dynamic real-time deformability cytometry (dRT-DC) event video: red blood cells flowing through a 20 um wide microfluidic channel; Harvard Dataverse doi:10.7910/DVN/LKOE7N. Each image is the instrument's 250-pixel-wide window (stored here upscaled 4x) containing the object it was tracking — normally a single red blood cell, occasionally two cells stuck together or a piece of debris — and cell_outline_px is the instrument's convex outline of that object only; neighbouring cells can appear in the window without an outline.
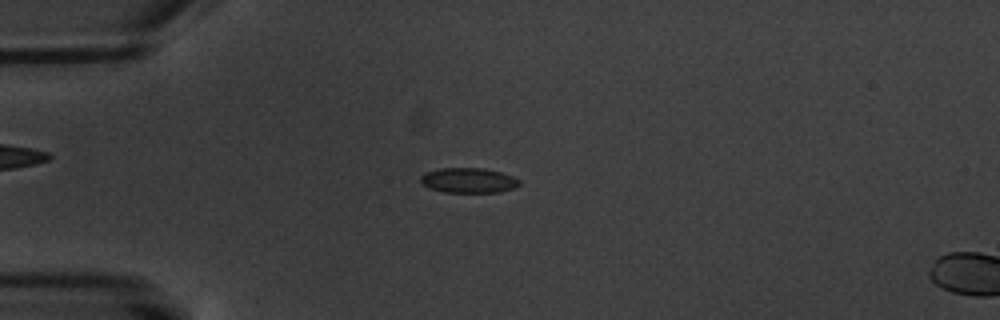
{"species": "common noctule bat (a hibernating species)", "species_latin": "Nyctalus noctula", "temperature_condition": "warm", "stored_images_in_passage": 5, "camera_frame_rate_fps": 3000, "um_per_image_px": 0.085, "animal": {"sex": "male", "body_mass_g": 20.1, "forearm_length_mm": 53.5}, "frame": {"image": 1, "passage_image": 4, "time_ms": 3.333, "image_size_px": [1000, 320], "cell_outline_px": [[520, 184], [512, 188], [500, 192], [444, 192], [432, 188], [424, 184], [420, 180], [420, 176], [424, 172], [440, 168], [484, 168], [500, 172], [512, 176], [520, 180]], "centroid_in_image_um": [39.82, 15.32], "position_along_channel_um": 45.2, "area_um2": 14.28}}